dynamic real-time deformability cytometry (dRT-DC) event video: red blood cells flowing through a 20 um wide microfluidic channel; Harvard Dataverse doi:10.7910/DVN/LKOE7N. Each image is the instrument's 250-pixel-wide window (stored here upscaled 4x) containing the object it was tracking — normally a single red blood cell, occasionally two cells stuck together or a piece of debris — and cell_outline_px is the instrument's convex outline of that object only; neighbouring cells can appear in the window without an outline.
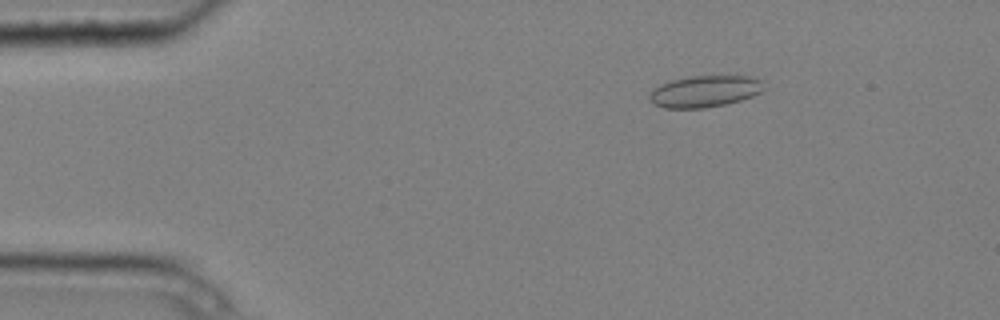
{"species": "common noctule bat (a hibernating species)", "species_latin": "Nyctalus noctula", "temperature_condition": "cold", "stored_images_in_passage": 4, "camera_frame_rate_fps": 3000, "um_per_image_px": 0.085, "animal": {"sex": "male", "body_mass_g": 20.4}, "frame": {"image": 1, "passage_image": 2, "time_ms": 0.333, "image_size_px": [1000, 320], "cell_outline_px": [[764, 80], [760, 92], [752, 96], [728, 104], [704, 108], [664, 108], [652, 104], [648, 100], [648, 96], [660, 84], [672, 80], [688, 76], [752, 76]], "centroid_in_image_um": [59.89, 7.77], "position_along_channel_um": 25.1, "area_um2": 21.15}}